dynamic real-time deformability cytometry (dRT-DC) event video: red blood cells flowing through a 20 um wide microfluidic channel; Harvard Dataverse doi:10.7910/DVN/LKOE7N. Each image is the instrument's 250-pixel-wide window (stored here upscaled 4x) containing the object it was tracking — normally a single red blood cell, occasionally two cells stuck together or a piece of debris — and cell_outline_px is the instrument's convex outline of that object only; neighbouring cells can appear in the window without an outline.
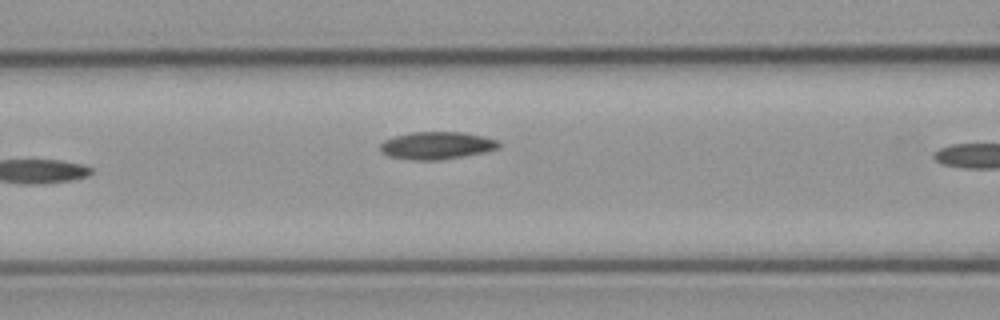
{"species": "common noctule bat (a hibernating species)", "species_latin": "Nyctalus noctula", "temperature_condition": "cold", "stored_images_in_passage": 7, "segment_of_instrument_passage": [1, 2], "camera_frame_rate_fps": 3000, "um_per_image_px": 0.085, "animal": {"sex": "male", "body_mass_g": 23.1, "forearm_length_mm": 52.7}, "frame": {"image": 1, "passage_image": 6, "time_ms": 6.0, "image_size_px": [1000, 320], "cell_outline_px": [[500, 148], [484, 152], [440, 160], [412, 160], [388, 156], [380, 152], [380, 144], [384, 140], [396, 136], [412, 132], [464, 132], [484, 136], [500, 140]], "centroid_in_image_um": [37.14, 12.36], "position_along_channel_um": 129.5, "area_um2": 19.13}}